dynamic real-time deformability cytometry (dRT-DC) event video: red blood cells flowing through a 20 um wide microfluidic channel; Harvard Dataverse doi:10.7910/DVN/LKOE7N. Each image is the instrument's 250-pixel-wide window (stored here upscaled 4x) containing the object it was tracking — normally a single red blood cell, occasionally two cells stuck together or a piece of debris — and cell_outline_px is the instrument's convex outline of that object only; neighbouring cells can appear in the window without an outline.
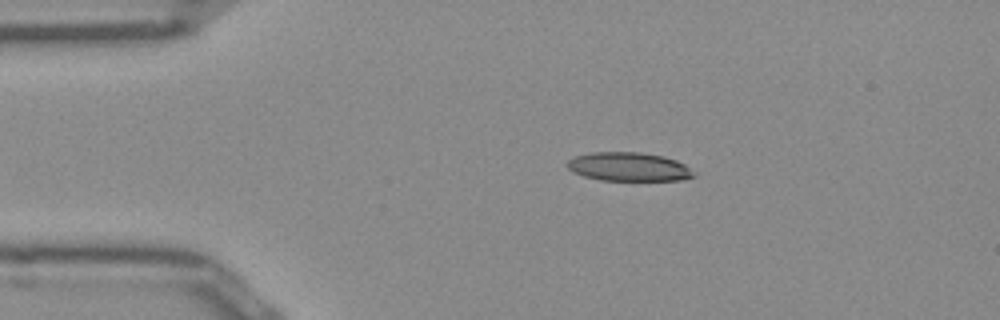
{"species": "Egyptian fruit bat (a non-hibernating species)", "species_latin": "Rousettus aegyptiacus", "temperature_condition": "room temperature", "stored_images_in_passage": 42, "camera_frame_rate_fps": 3000, "um_per_image_px": 0.085, "frame": {"image": 1, "passage_image": 1, "time_ms": 0.0, "image_size_px": [1000, 320], "cell_outline_px": [[696, 176], [680, 180], [600, 180], [584, 176], [572, 172], [564, 164], [572, 156], [592, 152], [640, 152], [664, 156], [676, 160], [684, 164]], "centroid_in_image_um": [53.37, 14.16], "position_along_channel_um": 31.6, "area_um2": 21.27}}
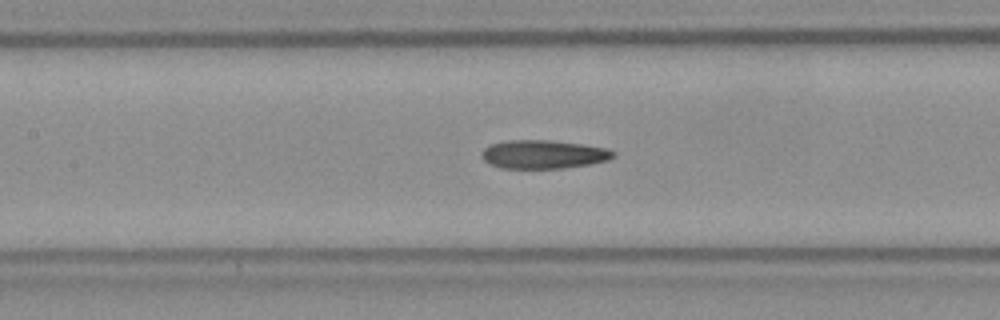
{"frame": {"image": 2, "passage_image": 14, "time_ms": 4.333, "image_size_px": [1000, 320], "cell_outline_px": [[616, 156], [608, 160], [588, 164], [564, 168], [504, 168], [488, 164], [480, 156], [480, 152], [484, 148], [492, 144], [504, 140], [552, 140], [608, 148], [616, 152]], "centroid_in_image_um": [46.17, 13.11], "position_along_channel_um": 161.2, "area_um2": 22.02}}
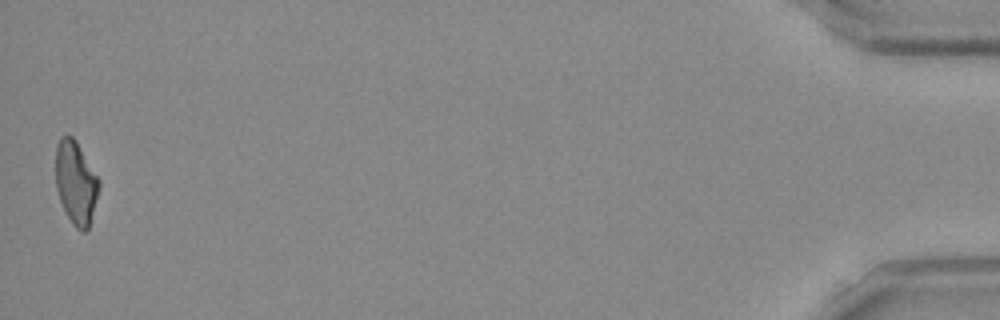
{"frame": {"image": 3, "passage_image": 42, "time_ms": 13.667, "image_size_px": [1000, 320], "cell_outline_px": [[100, 188], [88, 228], [84, 232], [80, 232], [72, 224], [60, 200], [56, 188], [56, 144], [60, 136], [72, 136], [76, 140], [100, 180]], "centroid_in_image_um": [6.45, 15.51], "position_along_channel_um": 428.8, "area_um2": 20.98}, "authors_computed_cell_mechanics": {"area_um2": 21.9351, "velocity_mm_per_s": 3.9442, "shape_relaxation_time_tau1_ms": null, "shape_relaxation_time_tau2_ms": 4.7845, "deformation_change_tau1": null, "deformation_change_tau2": 0.1539}}